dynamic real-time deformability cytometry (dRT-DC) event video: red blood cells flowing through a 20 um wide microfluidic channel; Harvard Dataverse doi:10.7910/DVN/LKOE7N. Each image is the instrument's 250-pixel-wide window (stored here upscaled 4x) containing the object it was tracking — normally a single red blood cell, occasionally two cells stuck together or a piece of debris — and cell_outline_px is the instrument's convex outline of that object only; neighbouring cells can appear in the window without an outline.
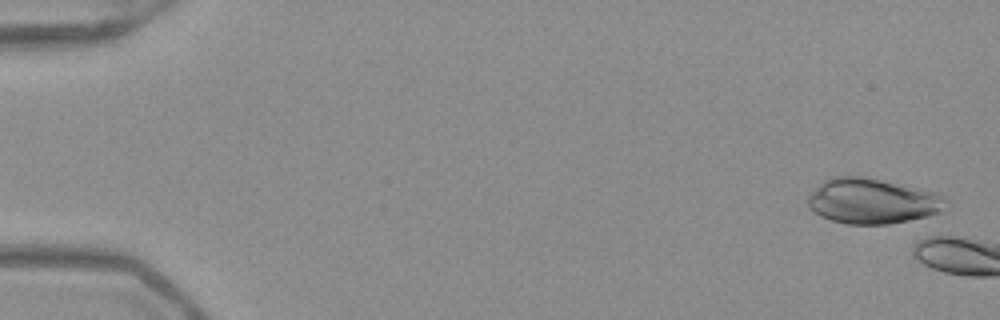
{"species": "Egyptian fruit bat (a non-hibernating species)", "species_latin": "Rousettus aegyptiacus", "temperature_condition": "warm", "stored_images_in_passage": 5, "camera_frame_rate_fps": 3000, "um_per_image_px": 0.085, "frame": {"image": 1, "passage_image": 2, "time_ms": 0.333, "image_size_px": [1000, 320], "cell_outline_px": [[948, 200], [940, 212], [928, 216], [888, 224], [848, 224], [832, 220], [820, 216], [808, 208], [808, 196], [824, 180], [832, 176], [860, 176], [904, 184], [936, 192]], "centroid_in_image_um": [74.14, 17.08], "position_along_channel_um": 10.9, "area_um2": 36.41}}